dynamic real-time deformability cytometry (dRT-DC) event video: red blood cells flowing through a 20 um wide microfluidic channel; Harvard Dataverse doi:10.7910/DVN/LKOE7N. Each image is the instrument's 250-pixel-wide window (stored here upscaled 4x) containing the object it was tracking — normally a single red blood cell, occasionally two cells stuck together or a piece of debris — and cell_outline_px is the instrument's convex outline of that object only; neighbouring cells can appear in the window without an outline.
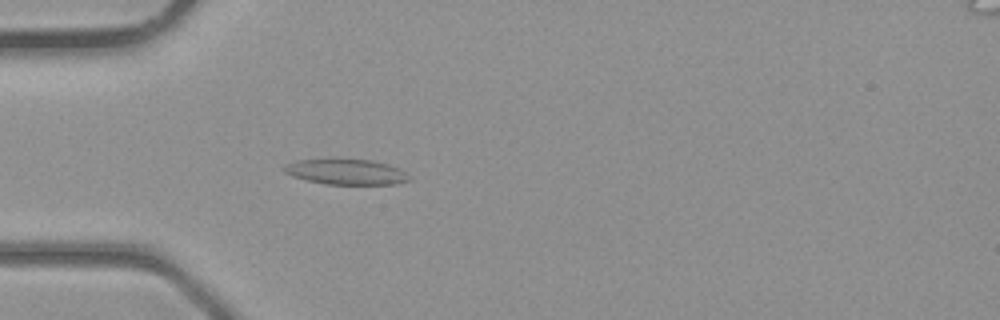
{"species": "common noctule bat (a hibernating species)", "species_latin": "Nyctalus noctula", "temperature_condition": "room temperature", "stored_images_in_passage": 33, "camera_frame_rate_fps": 3000, "um_per_image_px": 0.085, "animal": {"sex": "male", "body_mass_g": 23.1, "forearm_length_mm": 52.7}, "frame": {"image": 1, "passage_image": 5, "time_ms": 1.333, "image_size_px": [1000, 320], "cell_outline_px": [[412, 180], [396, 184], [328, 184], [308, 180], [292, 176], [284, 172], [284, 164], [300, 160], [372, 160], [388, 164], [400, 168], [412, 176]], "centroid_in_image_um": [29.51, 14.62], "position_along_channel_um": 55.5, "area_um2": 18.38}}
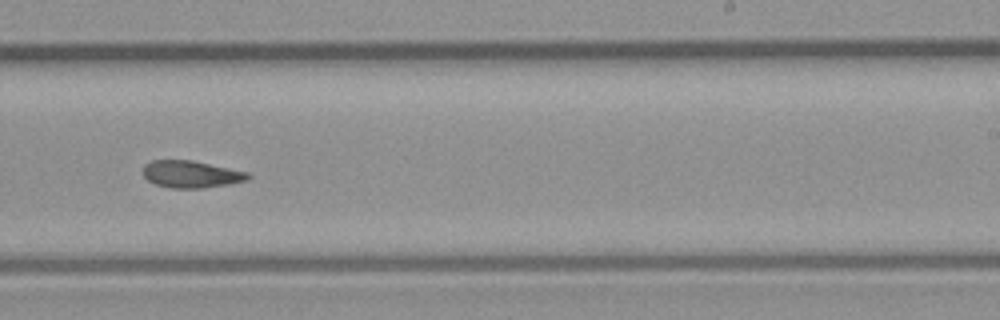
{"frame": {"image": 2, "passage_image": 18, "time_ms": 5.667, "image_size_px": [1000, 320], "cell_outline_px": [[252, 176], [248, 180], [228, 184], [200, 188], [172, 188], [156, 184], [148, 180], [144, 176], [144, 164], [152, 160], [192, 160], [248, 172]], "centroid_in_image_um": [16.26, 14.8], "position_along_channel_um": 272.7, "area_um2": 16.47}}
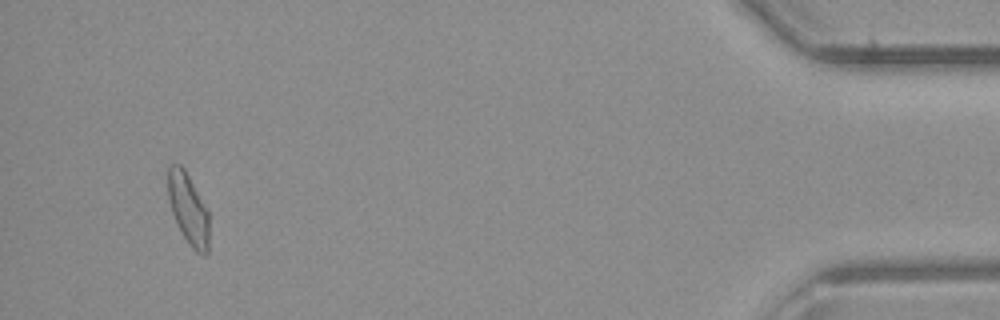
{"frame": {"image": 3, "passage_image": 31, "time_ms": 10.0, "image_size_px": [1000, 320], "cell_outline_px": [[208, 252], [204, 256], [196, 252], [192, 248], [176, 224], [172, 212], [168, 196], [168, 164], [180, 164], [184, 168], [208, 208]], "centroid_in_image_um": [16.01, 17.74], "position_along_channel_um": 419.2, "area_um2": 17.11}}